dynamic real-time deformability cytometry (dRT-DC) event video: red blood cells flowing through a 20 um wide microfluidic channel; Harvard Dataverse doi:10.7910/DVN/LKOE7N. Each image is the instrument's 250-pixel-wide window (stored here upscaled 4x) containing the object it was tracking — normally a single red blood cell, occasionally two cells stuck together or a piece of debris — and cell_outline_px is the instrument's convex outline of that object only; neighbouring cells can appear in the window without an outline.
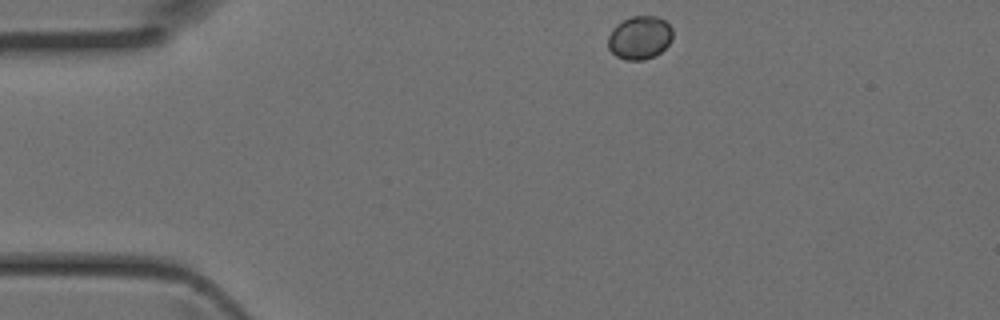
{"species": "Egyptian fruit bat (a non-hibernating species)", "species_latin": "Rousettus aegyptiacus", "temperature_condition": "room temperature", "stored_images_in_passage": 37, "camera_frame_rate_fps": 3000, "um_per_image_px": 0.085, "animal": {"sex": "female"}, "frame": {"image": 1, "passage_image": 1, "time_ms": 0.0, "image_size_px": [1000, 320], "cell_outline_px": [[672, 40], [656, 56], [644, 60], [624, 60], [616, 56], [608, 48], [608, 36], [612, 28], [616, 24], [632, 16], [656, 16], [664, 20], [672, 28]], "centroid_in_image_um": [54.36, 3.21], "position_along_channel_um": 30.6, "area_um2": 16.42}}
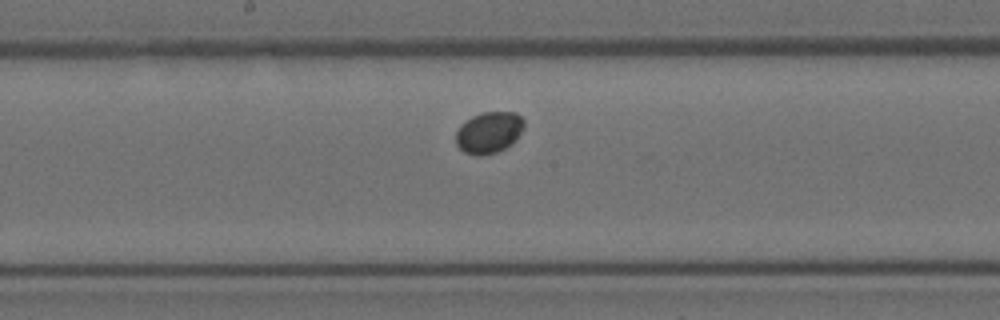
{"frame": {"image": 2, "passage_image": 16, "time_ms": 5.0, "image_size_px": [1000, 320], "cell_outline_px": [[524, 128], [516, 140], [512, 144], [496, 152], [480, 156], [476, 156], [464, 152], [456, 144], [456, 132], [460, 124], [472, 116], [484, 112], [516, 112], [524, 120]], "centroid_in_image_um": [41.56, 11.26], "position_along_channel_um": 206.6, "area_um2": 16.59}}
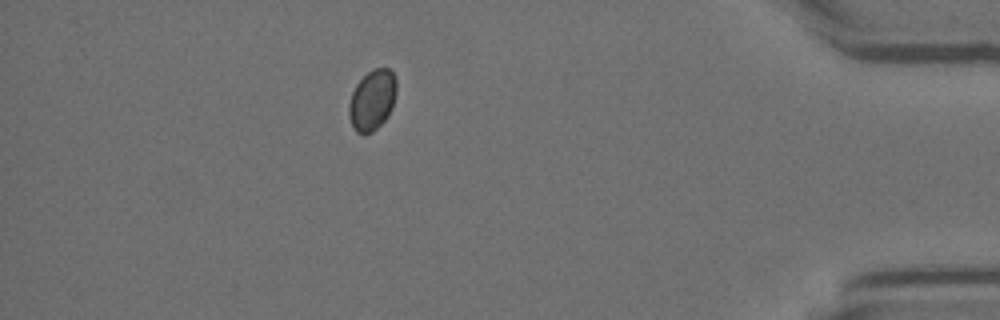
{"frame": {"image": 3, "passage_image": 32, "time_ms": 10.333, "image_size_px": [1000, 320], "cell_outline_px": [[396, 92], [392, 108], [388, 116], [372, 132], [356, 132], [348, 116], [348, 104], [352, 92], [356, 84], [372, 68], [388, 68], [396, 76]], "centroid_in_image_um": [31.64, 8.47], "position_along_channel_um": 403.6, "area_um2": 16.7}}